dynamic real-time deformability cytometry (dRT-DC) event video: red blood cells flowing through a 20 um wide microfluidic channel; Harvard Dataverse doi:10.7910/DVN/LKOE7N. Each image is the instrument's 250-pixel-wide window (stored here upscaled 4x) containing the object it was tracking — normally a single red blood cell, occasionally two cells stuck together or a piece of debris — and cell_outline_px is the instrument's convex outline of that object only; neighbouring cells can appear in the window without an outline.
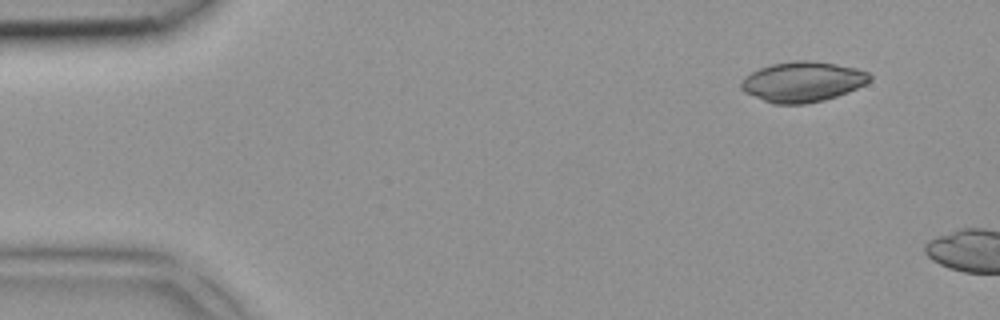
{"species": "common noctule bat (a hibernating species)", "species_latin": "Nyctalus noctula", "temperature_condition": "room temperature", "stored_images_in_passage": 2, "camera_frame_rate_fps": 3000, "um_per_image_px": 0.085, "animal": {"sex": "female", "body_mass_g": 18.4}, "frame": {"image": 1, "passage_image": 1, "time_ms": 0.0, "image_size_px": [1000, 320], "cell_outline_px": [[872, 80], [848, 92], [824, 100], [804, 104], [772, 104], [744, 92], [740, 88], [740, 80], [744, 76], [760, 68], [772, 64], [796, 60], [808, 60], [836, 64], [856, 68], [868, 72], [872, 76]], "centroid_in_image_um": [68.2, 6.95], "position_along_channel_um": 16.8, "area_um2": 30.23}}